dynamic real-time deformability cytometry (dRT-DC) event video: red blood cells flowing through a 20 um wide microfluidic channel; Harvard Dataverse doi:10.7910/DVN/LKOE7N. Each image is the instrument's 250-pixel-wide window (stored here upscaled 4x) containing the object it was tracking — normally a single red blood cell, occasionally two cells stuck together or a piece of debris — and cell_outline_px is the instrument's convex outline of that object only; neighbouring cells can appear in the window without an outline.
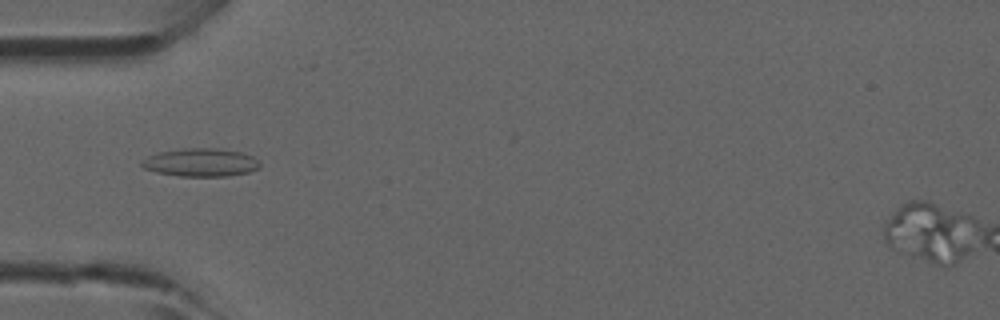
{"species": "common noctule bat (a hibernating species)", "species_latin": "Nyctalus noctula", "temperature_condition": "room temperature", "stored_images_in_passage": 21, "camera_frame_rate_fps": 3000, "um_per_image_px": 0.085, "animal": {"sex": "male", "forearm_length_mm": 52.5}, "frame": {"image": 1, "passage_image": 10, "time_ms": 3.0, "image_size_px": [1000, 320], "cell_outline_px": [[260, 168], [248, 172], [228, 176], [180, 176], [156, 172], [144, 168], [140, 164], [148, 156], [160, 152], [184, 148], [220, 148], [240, 152], [256, 156], [260, 160]], "centroid_in_image_um": [17.13, 13.8], "position_along_channel_um": 67.9, "area_um2": 19.48}}